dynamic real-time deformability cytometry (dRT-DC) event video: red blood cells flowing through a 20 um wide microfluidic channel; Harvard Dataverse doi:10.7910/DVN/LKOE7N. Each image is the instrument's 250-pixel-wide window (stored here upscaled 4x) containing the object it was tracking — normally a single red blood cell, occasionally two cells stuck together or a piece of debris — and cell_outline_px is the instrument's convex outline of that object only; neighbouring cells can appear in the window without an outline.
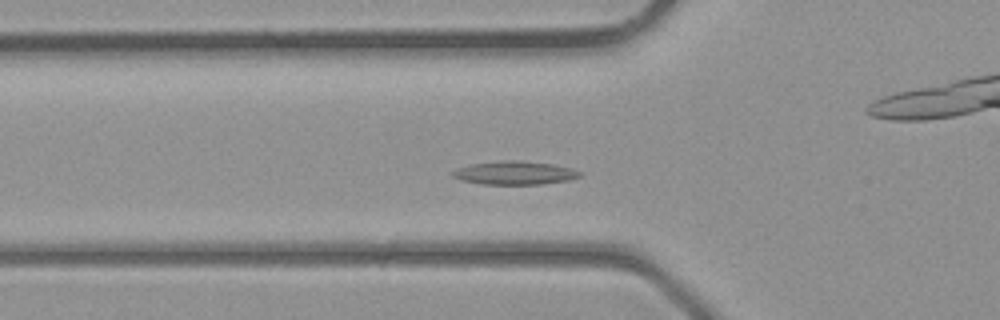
{"species": "common noctule bat (a hibernating species)", "species_latin": "Nyctalus noctula", "temperature_condition": "room temperature", "stored_images_in_passage": 39, "camera_frame_rate_fps": 3000, "um_per_image_px": 0.085, "animal": {"sex": "male", "body_mass_g": 23.1, "forearm_length_mm": 52.7}, "frame": {"image": 1, "passage_image": 11, "time_ms": 3.333, "image_size_px": [1000, 320], "cell_outline_px": [[580, 176], [568, 180], [540, 184], [480, 184], [460, 180], [452, 176], [452, 172], [456, 168], [472, 164], [500, 160], [520, 160], [552, 164], [572, 168], [580, 172]], "centroid_in_image_um": [43.71, 14.69], "position_along_channel_um": 82.1, "area_um2": 17.34}}
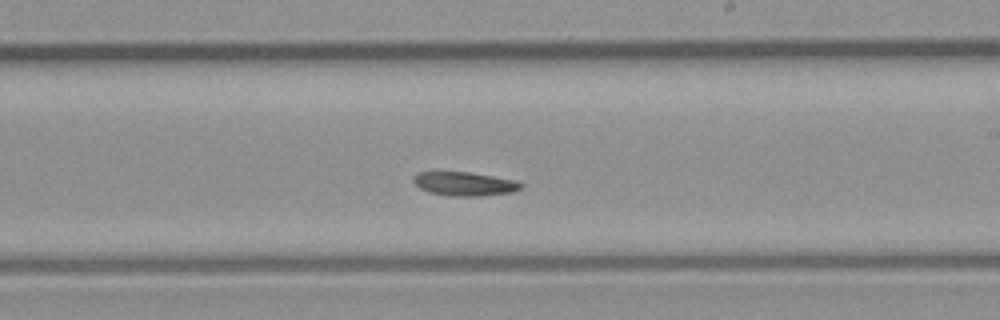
{"frame": {"image": 2, "passage_image": 21, "time_ms": 6.667, "image_size_px": [1000, 320], "cell_outline_px": [[524, 184], [520, 188], [512, 192], [480, 196], [448, 196], [428, 192], [420, 188], [412, 180], [412, 176], [416, 172], [468, 172], [516, 180]], "centroid_in_image_um": [39.45, 15.63], "position_along_channel_um": 249.5, "area_um2": 14.97}}
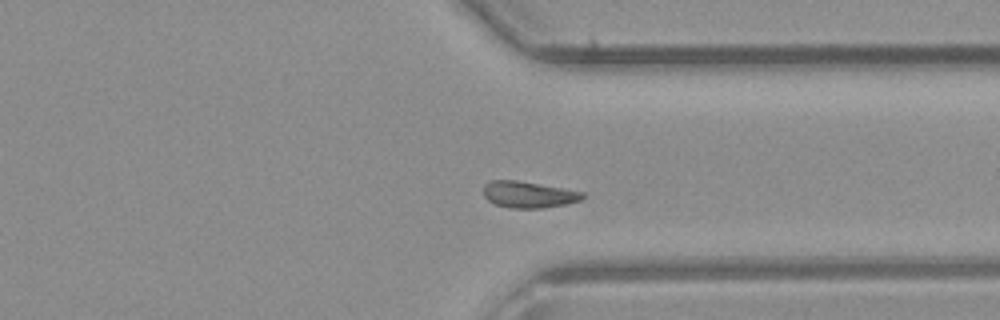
{"frame": {"image": 3, "passage_image": 28, "time_ms": 9.0, "image_size_px": [1000, 320], "cell_outline_px": [[584, 196], [580, 200], [564, 204], [544, 208], [512, 208], [496, 204], [488, 200], [484, 196], [484, 184], [488, 180], [516, 180], [584, 192]], "centroid_in_image_um": [44.89, 16.53], "position_along_channel_um": 366.5, "area_um2": 15.09}}